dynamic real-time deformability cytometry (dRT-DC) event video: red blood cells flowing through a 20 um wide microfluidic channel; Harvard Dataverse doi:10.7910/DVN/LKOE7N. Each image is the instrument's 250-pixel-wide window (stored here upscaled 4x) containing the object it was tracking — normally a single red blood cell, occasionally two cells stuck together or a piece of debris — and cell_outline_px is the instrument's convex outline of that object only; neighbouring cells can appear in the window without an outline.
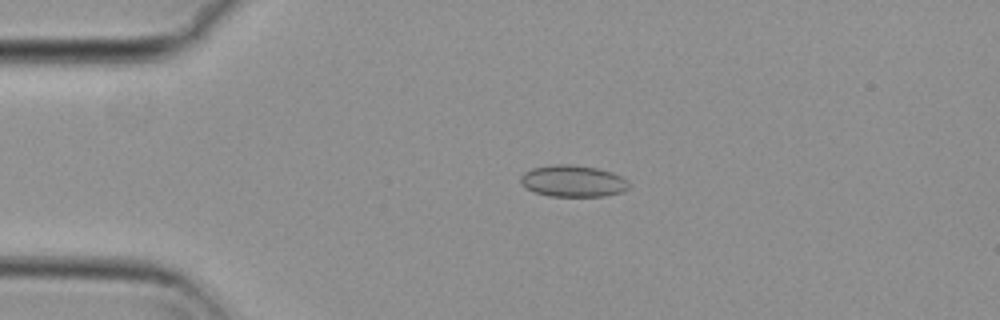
{"species": "common noctule bat (a hibernating species)", "species_latin": "Nyctalus noctula", "temperature_condition": "cold", "stored_images_in_passage": 52, "camera_frame_rate_fps": 3000, "um_per_image_px": 0.085, "animal": {"sex": "female", "body_mass_g": 29.2, "forearm_length_mm": 56.3}, "frame": {"image": 1, "passage_image": 9, "time_ms": 2.667, "image_size_px": [1000, 320], "cell_outline_px": [[628, 188], [624, 192], [604, 196], [548, 196], [536, 192], [520, 184], [520, 176], [524, 172], [532, 168], [552, 164], [572, 164], [596, 168], [612, 172], [628, 180]], "centroid_in_image_um": [48.7, 15.38], "position_along_channel_um": 36.3, "area_um2": 20.06}}
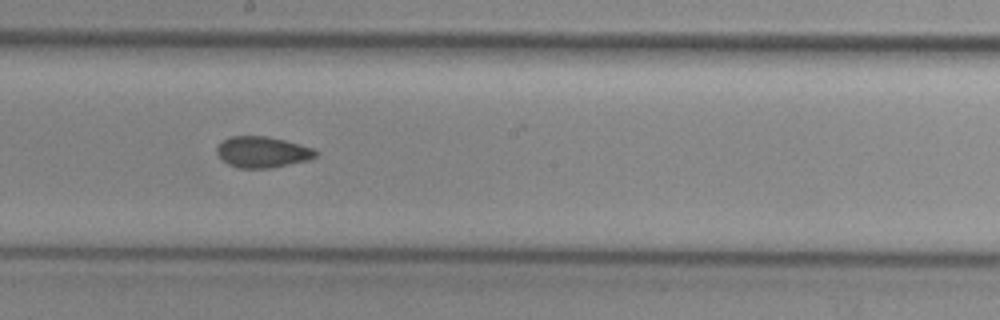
{"frame": {"image": 2, "passage_image": 27, "time_ms": 8.667, "image_size_px": [1000, 320], "cell_outline_px": [[316, 156], [308, 160], [272, 168], [236, 168], [228, 164], [216, 152], [216, 148], [224, 140], [232, 136], [264, 136], [284, 140], [312, 148], [316, 152]], "centroid_in_image_um": [22.29, 12.93], "position_along_channel_um": 225.9, "area_um2": 17.63}}
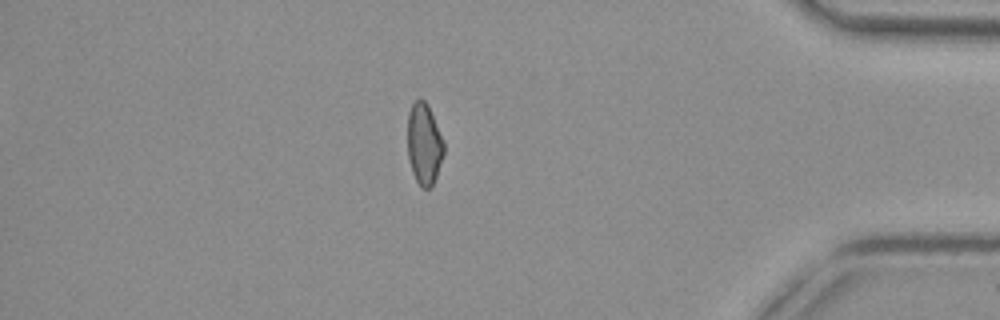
{"frame": {"image": 3, "passage_image": 44, "time_ms": 14.333, "image_size_px": [1000, 320], "cell_outline_px": [[444, 152], [436, 176], [432, 184], [428, 188], [420, 188], [412, 172], [408, 156], [408, 112], [412, 104], [420, 96], [428, 104], [444, 140]], "centroid_in_image_um": [36.05, 12.2], "position_along_channel_um": 399.2, "area_um2": 17.28}, "authors_computed_cell_mechanics": {"area_um2": 18.0336, "velocity_mm_per_s": 3.7482, "shape_relaxation_time_tau1_ms": null, "shape_relaxation_time_tau2_ms": 3.6397, "deformation_change_tau1": null, "deformation_change_tau2": 0.0562}}